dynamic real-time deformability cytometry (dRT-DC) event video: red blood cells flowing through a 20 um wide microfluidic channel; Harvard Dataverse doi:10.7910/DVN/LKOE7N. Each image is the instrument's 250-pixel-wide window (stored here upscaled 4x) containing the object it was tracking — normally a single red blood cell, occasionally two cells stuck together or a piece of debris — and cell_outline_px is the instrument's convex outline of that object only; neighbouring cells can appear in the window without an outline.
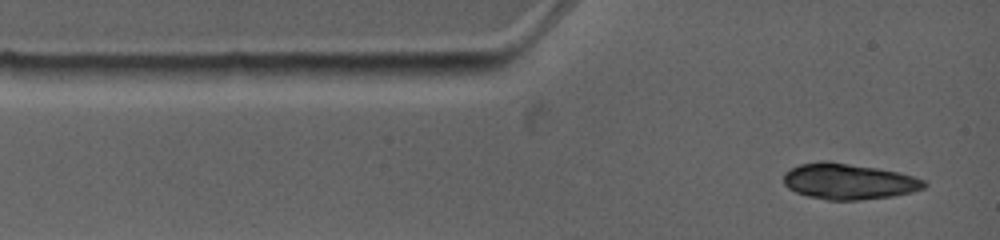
{"species": "common noctule bat (a hibernating species)", "species_latin": "Nyctalus noctula", "temperature_condition": "warm", "stored_images_in_passage": 5, "camera_frame_rate_fps": 4500, "um_per_image_px": 0.085, "animal": {"sex": "female", "body_mass_g": 19.0, "forearm_length_mm": 53.3}, "frame": {"image": 1, "passage_image": 1, "time_ms": 0.0, "image_size_px": [1000, 240], "cell_outline_px": [[928, 184], [924, 188], [912, 192], [892, 196], [860, 200], [828, 200], [808, 196], [796, 192], [788, 188], [784, 184], [784, 172], [800, 164], [820, 160], [828, 160], [876, 168], [896, 172], [912, 176], [924, 180]], "centroid_in_image_um": [72.11, 15.42], "position_along_channel_um": 12.9, "area_um2": 29.36}}